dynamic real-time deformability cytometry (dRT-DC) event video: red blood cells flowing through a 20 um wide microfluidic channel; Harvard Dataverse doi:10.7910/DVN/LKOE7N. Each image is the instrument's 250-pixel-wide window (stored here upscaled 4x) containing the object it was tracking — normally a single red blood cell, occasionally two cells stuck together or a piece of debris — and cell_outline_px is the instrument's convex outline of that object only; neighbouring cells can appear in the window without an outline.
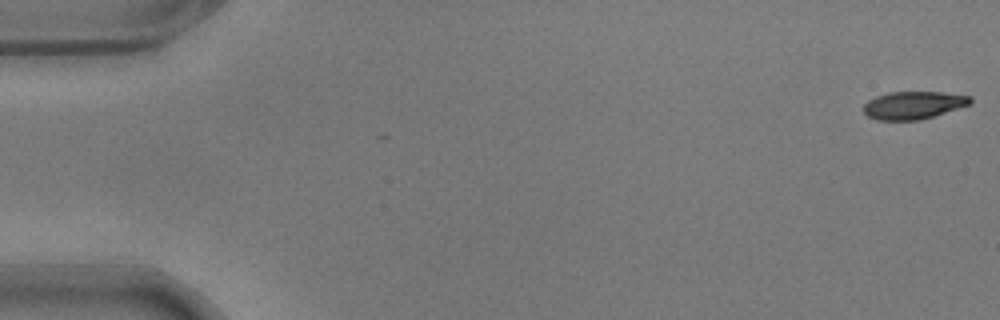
{"species": "common noctule bat (a hibernating species)", "species_latin": "Nyctalus noctula", "temperature_condition": "warm", "stored_images_in_passage": 57, "camera_frame_rate_fps": 3000, "um_per_image_px": 0.085, "animal": {"sex": "male", "body_mass_g": 17.9}, "frame": {"image": 1, "passage_image": 1, "time_ms": 0.0, "image_size_px": [1000, 320], "cell_outline_px": [[972, 104], [920, 120], [876, 120], [868, 116], [864, 112], [864, 104], [868, 100], [876, 96], [888, 92], [940, 92], [972, 96]], "centroid_in_image_um": [77.65, 8.94], "position_along_channel_um": 7.4, "area_um2": 17.28}}
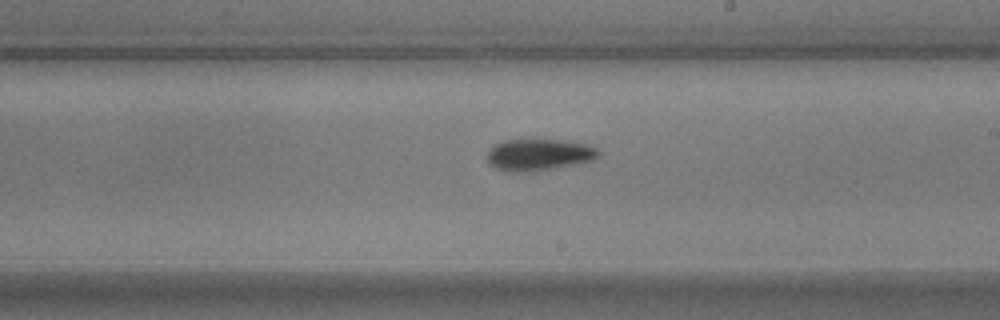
{"frame": {"image": 2, "passage_image": 33, "time_ms": 10.667, "image_size_px": [1000, 320], "cell_outline_px": [[600, 152], [592, 160], [556, 168], [532, 172], [504, 172], [488, 164], [488, 152], [496, 144], [504, 140], [564, 140], [588, 144], [596, 148]], "centroid_in_image_um": [45.78, 13.16], "position_along_channel_um": 243.2, "area_um2": 20.52}}
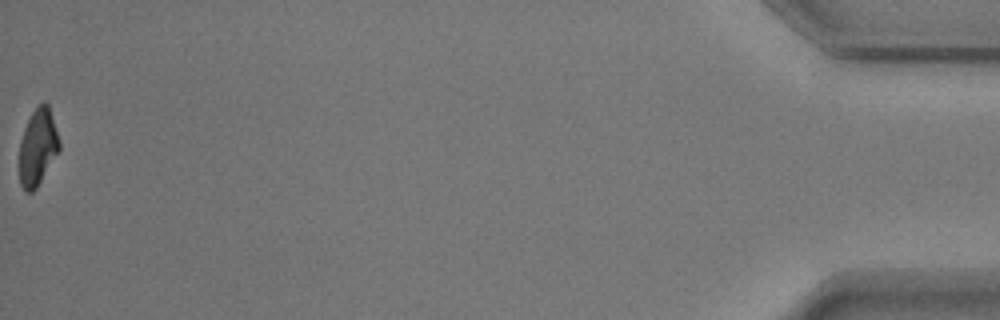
{"frame": {"image": 3, "passage_image": 57, "time_ms": 18.667, "image_size_px": [1000, 320], "cell_outline_px": [[60, 148], [36, 188], [32, 192], [24, 192], [20, 184], [20, 140], [24, 128], [32, 112], [44, 100], [48, 104], [60, 140]], "centroid_in_image_um": [3.2, 12.5], "position_along_channel_um": 432.0, "area_um2": 17.63}, "authors_computed_cell_mechanics": {"area_um2": 19.3052, "velocity_mm_per_s": 3.5674, "shape_relaxation_time_tau1_ms": 3.1412, "shape_relaxation_time_tau2_ms": null, "deformation_change_tau1": 0.1656, "deformation_change_tau2": null}}